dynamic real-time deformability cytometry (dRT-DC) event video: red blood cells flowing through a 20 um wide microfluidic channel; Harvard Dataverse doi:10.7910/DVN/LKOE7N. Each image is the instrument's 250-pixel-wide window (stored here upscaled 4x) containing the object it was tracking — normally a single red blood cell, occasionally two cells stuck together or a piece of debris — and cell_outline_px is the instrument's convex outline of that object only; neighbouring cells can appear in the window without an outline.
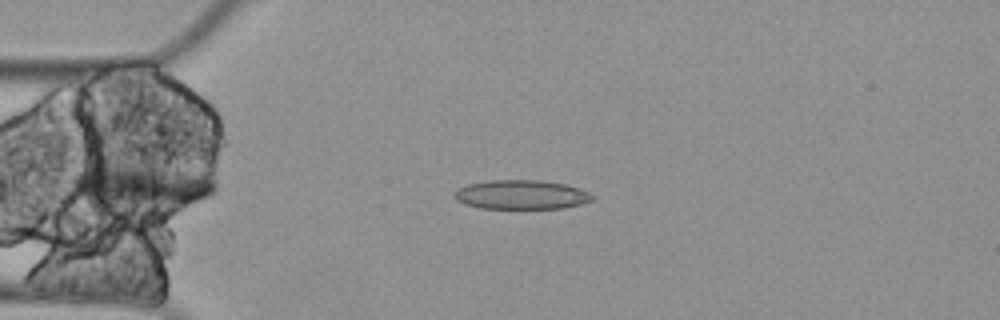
{"species": "Egyptian fruit bat (a non-hibernating species)", "species_latin": "Rousettus aegyptiacus", "temperature_condition": "cold", "stored_images_in_passage": 3, "camera_frame_rate_fps": 3000, "um_per_image_px": 0.085, "animal": {"sex": "female"}, "frame": {"image": 1, "passage_image": 2, "time_ms": 0.333, "image_size_px": [1000, 320], "cell_outline_px": [[596, 196], [592, 200], [580, 204], [564, 208], [480, 208], [464, 204], [456, 200], [452, 196], [452, 192], [468, 184], [488, 180], [540, 180], [564, 184], [580, 188]], "centroid_in_image_um": [44.29, 16.54], "position_along_channel_um": 40.7, "area_um2": 23.58}}